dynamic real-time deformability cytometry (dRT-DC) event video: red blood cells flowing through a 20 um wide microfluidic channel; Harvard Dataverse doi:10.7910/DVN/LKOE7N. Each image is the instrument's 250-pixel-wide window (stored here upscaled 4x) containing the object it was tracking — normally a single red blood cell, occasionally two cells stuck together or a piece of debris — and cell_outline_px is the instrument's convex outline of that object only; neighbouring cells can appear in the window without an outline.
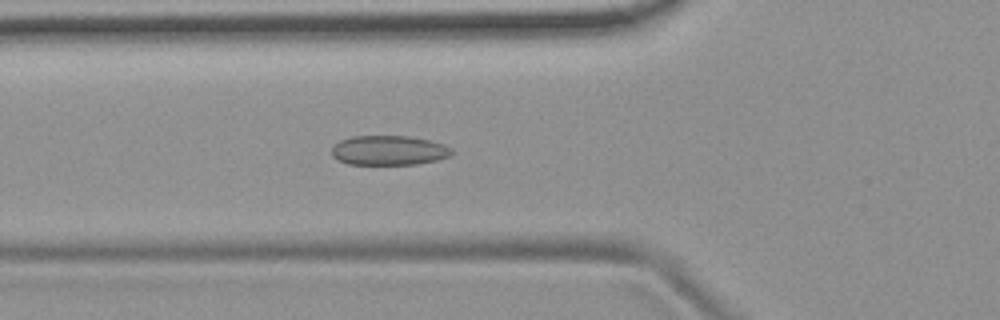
{"species": "common noctule bat (a hibernating species)", "species_latin": "Nyctalus noctula", "temperature_condition": "room temperature", "stored_images_in_passage": 55, "camera_frame_rate_fps": 3000, "um_per_image_px": 0.085, "animal": {"sex": "female", "body_mass_g": 19.9}, "frame": {"image": 1, "passage_image": 20, "time_ms": 6.333, "image_size_px": [1000, 320], "cell_outline_px": [[456, 152], [448, 156], [436, 160], [416, 164], [348, 164], [336, 160], [332, 156], [332, 148], [340, 140], [352, 136], [408, 136], [428, 140], [444, 144], [452, 148]], "centroid_in_image_um": [33.05, 12.78], "position_along_channel_um": 92.7, "area_um2": 20.75}}
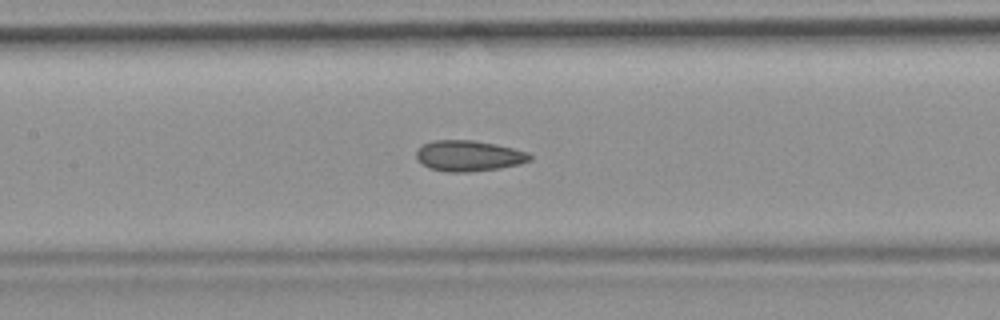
{"frame": {"image": 2, "passage_image": 26, "time_ms": 8.333, "image_size_px": [1000, 320], "cell_outline_px": [[532, 160], [520, 164], [500, 168], [468, 172], [444, 172], [428, 168], [416, 160], [416, 152], [424, 144], [432, 140], [472, 140], [496, 144], [528, 152], [532, 156]], "centroid_in_image_um": [39.83, 13.25], "position_along_channel_um": 167.6, "area_um2": 20.52}}
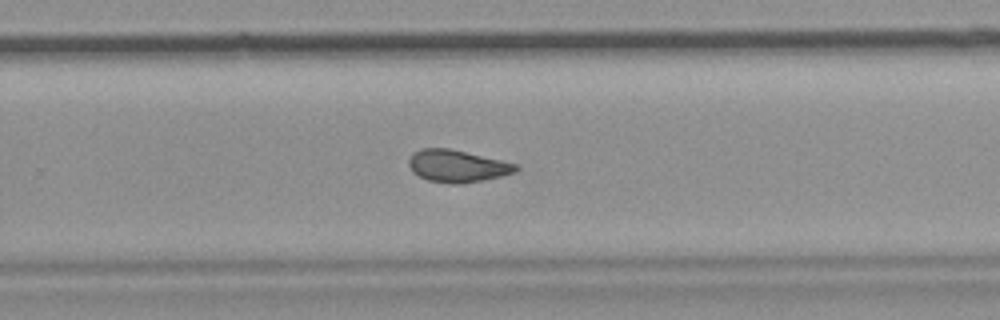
{"frame": {"image": 3, "passage_image": 36, "time_ms": 11.667, "image_size_px": [1000, 320], "cell_outline_px": [[520, 168], [516, 172], [500, 176], [460, 184], [452, 184], [428, 180], [412, 172], [408, 164], [408, 160], [412, 152], [420, 148], [448, 148], [500, 160], [516, 164]], "centroid_in_image_um": [38.81, 14.11], "position_along_channel_um": 291.0, "area_um2": 19.94}, "authors_computed_cell_mechanics": {"area_um2": 20.808, "velocity_mm_per_s": 3.7241, "shape_relaxation_time_tau1_ms": null, "shape_relaxation_time_tau2_ms": 2.3519, "deformation_change_tau1": null, "deformation_change_tau2": 0.0788}}